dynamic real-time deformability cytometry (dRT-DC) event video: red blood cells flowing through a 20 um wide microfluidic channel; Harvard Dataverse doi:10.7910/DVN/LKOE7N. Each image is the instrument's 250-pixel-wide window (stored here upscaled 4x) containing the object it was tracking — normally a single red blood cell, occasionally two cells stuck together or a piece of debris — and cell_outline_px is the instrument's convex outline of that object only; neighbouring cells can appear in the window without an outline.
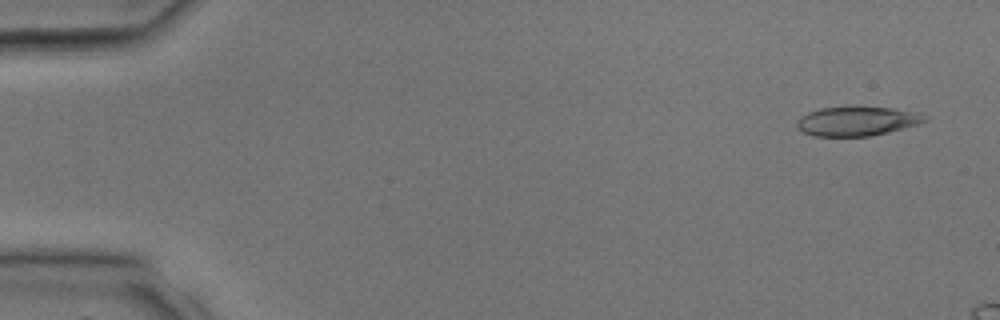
{"species": "common noctule bat (a hibernating species)", "species_latin": "Nyctalus noctula", "temperature_condition": "room temperature", "stored_images_in_passage": 8, "camera_frame_rate_fps": 3000, "um_per_image_px": 0.085, "animal": {"sex": "male", "body_mass_g": 17.9, "forearm_length_mm": 54.2}, "frame": {"image": 1, "passage_image": 2, "time_ms": 0.333, "image_size_px": [1000, 320], "cell_outline_px": [[928, 120], [920, 124], [888, 132], [868, 136], [812, 136], [800, 132], [796, 128], [796, 120], [800, 116], [808, 112], [820, 108], [856, 104], [892, 108], [920, 112], [928, 116]], "centroid_in_image_um": [72.83, 10.26], "position_along_channel_um": 12.2, "area_um2": 22.89}}